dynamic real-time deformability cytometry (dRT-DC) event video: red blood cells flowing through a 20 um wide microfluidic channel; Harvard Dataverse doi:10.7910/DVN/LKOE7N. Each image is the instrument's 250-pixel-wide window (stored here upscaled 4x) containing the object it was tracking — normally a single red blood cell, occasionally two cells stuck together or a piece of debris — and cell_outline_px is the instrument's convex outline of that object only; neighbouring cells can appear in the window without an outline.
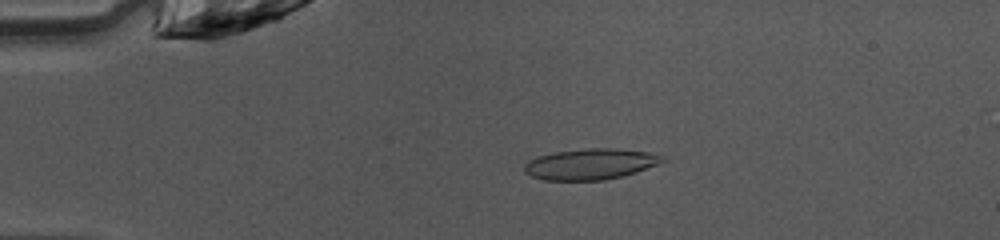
{"species": "common noctule bat (a hibernating species)", "species_latin": "Nyctalus noctula", "temperature_condition": "warm", "stored_images_in_passage": 48, "camera_frame_rate_fps": 3000, "um_per_image_px": 0.085, "animal": {"sex": "female", "body_mass_g": 10.0, "forearm_length_mm": 53.1}, "frame": {"image": 1, "passage_image": 10, "time_ms": 3.0, "image_size_px": [1000, 240], "cell_outline_px": [[668, 160], [636, 172], [624, 176], [604, 180], [544, 180], [532, 176], [524, 172], [524, 164], [528, 160], [540, 156], [556, 152], [588, 148], [616, 148], [648, 152], [668, 156]], "centroid_in_image_um": [50.24, 13.94], "position_along_channel_um": 34.8, "area_um2": 24.97}}
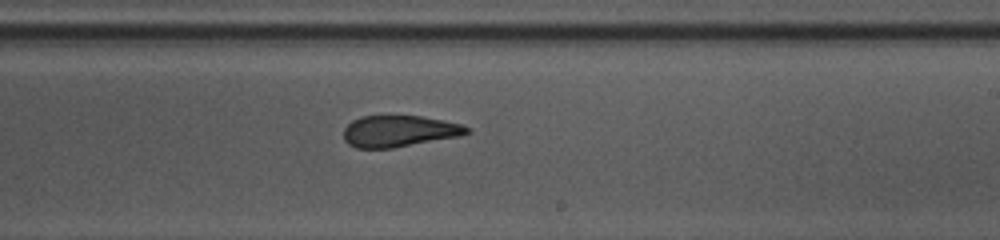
{"frame": {"image": 2, "passage_image": 29, "time_ms": 9.333, "image_size_px": [1000, 240], "cell_outline_px": [[472, 132], [460, 136], [392, 148], [356, 148], [348, 144], [344, 140], [344, 128], [352, 120], [360, 116], [420, 116], [444, 120], [460, 124], [468, 128]], "centroid_in_image_um": [33.91, 11.15], "position_along_channel_um": 255.1, "area_um2": 22.54}}
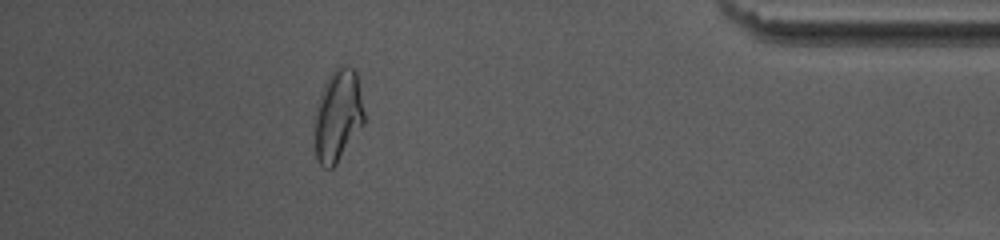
{"frame": {"image": 3, "passage_image": 43, "time_ms": 14.0, "image_size_px": [1000, 240], "cell_outline_px": [[364, 124], [336, 164], [332, 168], [324, 168], [320, 164], [316, 156], [316, 108], [324, 84], [332, 72], [340, 64], [344, 64], [352, 68], [356, 72], [364, 112]], "centroid_in_image_um": [28.74, 9.82], "position_along_channel_um": 406.5, "area_um2": 26.07}, "authors_computed_cell_mechanics": {"area_um2": 24.565, "velocity_mm_per_s": 4.0916, "shape_relaxation_time_tau1_ms": null, "shape_relaxation_time_tau2_ms": 1.8349, "deformation_change_tau1": null, "deformation_change_tau2": 0.0767}}